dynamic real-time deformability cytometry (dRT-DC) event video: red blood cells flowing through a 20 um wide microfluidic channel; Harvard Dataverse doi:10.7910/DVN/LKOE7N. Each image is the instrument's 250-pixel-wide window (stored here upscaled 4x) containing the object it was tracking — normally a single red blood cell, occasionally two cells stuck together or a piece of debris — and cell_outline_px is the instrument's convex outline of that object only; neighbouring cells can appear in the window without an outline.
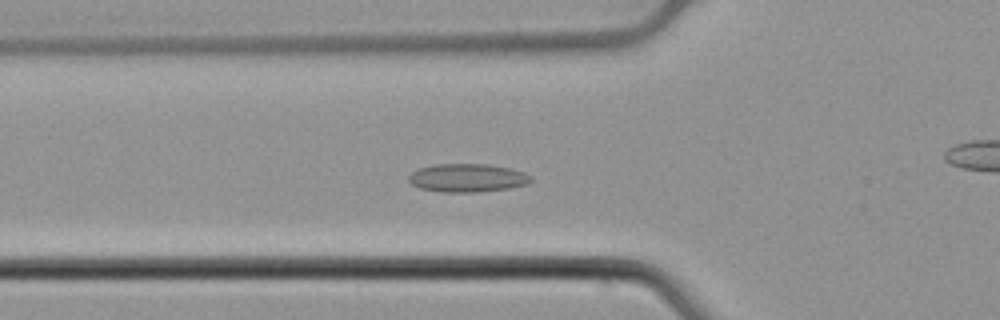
{"species": "common noctule bat (a hibernating species)", "species_latin": "Nyctalus noctula", "temperature_condition": "cold", "stored_images_in_passage": 56, "camera_frame_rate_fps": 3000, "um_per_image_px": 0.085, "animal": {"sex": "male", "body_mass_g": 21.5, "forearm_length_mm": 52.0}, "frame": {"image": 1, "passage_image": 20, "time_ms": 6.333, "image_size_px": [1000, 320], "cell_outline_px": [[532, 180], [528, 184], [508, 188], [480, 192], [440, 192], [420, 188], [412, 184], [408, 180], [408, 176], [416, 168], [432, 164], [484, 164], [508, 168], [524, 172], [532, 176]], "centroid_in_image_um": [39.69, 15.12], "position_along_channel_um": 86.1, "area_um2": 20.29}}
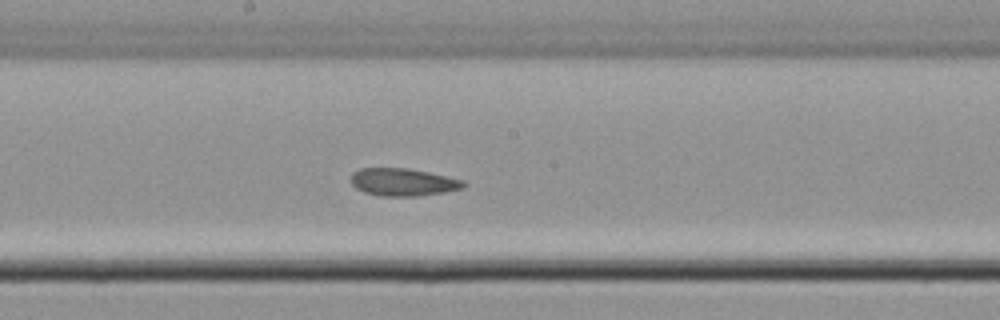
{"frame": {"image": 2, "passage_image": 30, "time_ms": 9.667, "image_size_px": [1000, 320], "cell_outline_px": [[468, 184], [464, 188], [444, 192], [416, 196], [380, 196], [364, 192], [356, 188], [352, 184], [352, 172], [360, 168], [408, 168], [448, 176], [464, 180]], "centroid_in_image_um": [34.29, 15.48], "position_along_channel_um": 213.9, "area_um2": 18.21}}
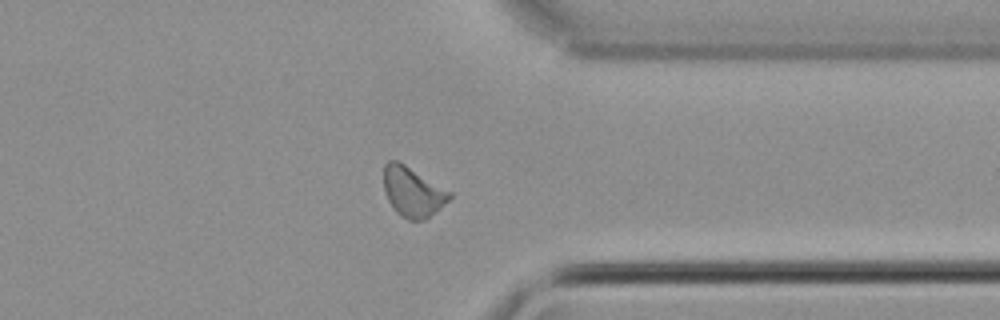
{"frame": {"image": 3, "passage_image": 43, "time_ms": 14.0, "image_size_px": [1000, 320], "cell_outline_px": [[452, 196], [440, 208], [424, 220], [408, 220], [400, 216], [392, 208], [384, 192], [384, 164], [388, 160], [400, 160], [452, 192]], "centroid_in_image_um": [35.06, 16.28], "position_along_channel_um": 376.3, "area_um2": 19.42}, "authors_computed_cell_mechanics": {"area_um2": 19.1318, "velocity_mm_per_s": 3.8402, "shape_relaxation_time_tau1_ms": null, "shape_relaxation_time_tau2_ms": 4.1388, "deformation_change_tau1": null, "deformation_change_tau2": 0.0998}}